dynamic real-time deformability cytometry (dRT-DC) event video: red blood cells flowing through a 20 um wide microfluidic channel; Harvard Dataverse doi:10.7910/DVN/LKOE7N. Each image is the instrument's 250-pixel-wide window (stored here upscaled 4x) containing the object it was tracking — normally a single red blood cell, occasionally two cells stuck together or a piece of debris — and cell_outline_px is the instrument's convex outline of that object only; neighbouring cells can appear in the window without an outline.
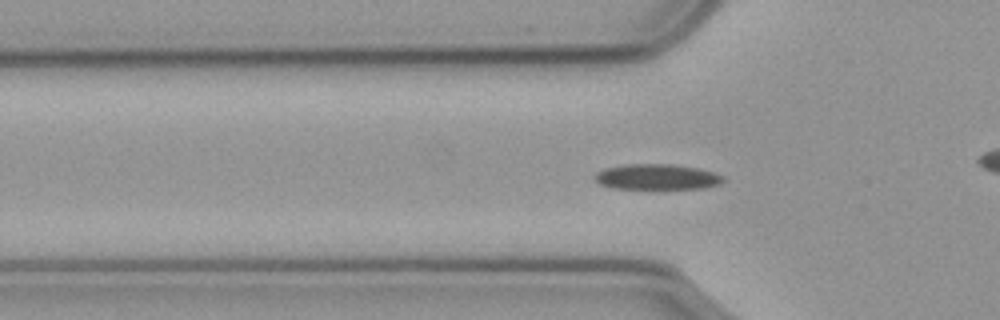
{"species": "common noctule bat (a hibernating species)", "species_latin": "Nyctalus noctula", "temperature_condition": "cold", "stored_images_in_passage": 49, "camera_frame_rate_fps": 3000, "um_per_image_px": 0.085, "animal": {"sex": "male", "body_mass_g": 23.1, "forearm_length_mm": 52.7}, "frame": {"image": 1, "passage_image": 9, "time_ms": 2.667, "image_size_px": [1000, 320], "cell_outline_px": [[724, 180], [720, 184], [704, 188], [656, 192], [612, 188], [600, 184], [596, 180], [596, 172], [608, 168], [628, 164], [668, 164], [696, 168], [712, 172], [724, 176]], "centroid_in_image_um": [55.86, 15.11], "position_along_channel_um": 69.9, "area_um2": 20.0}}
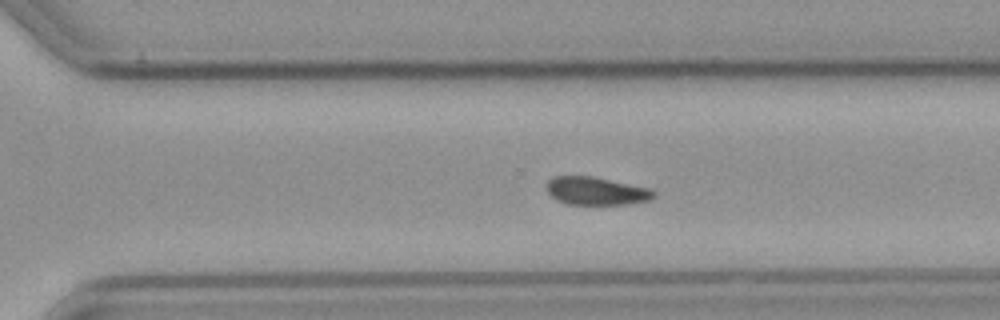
{"frame": {"image": 2, "passage_image": 30, "time_ms": 9.667, "image_size_px": [1000, 320], "cell_outline_px": [[656, 196], [648, 200], [628, 204], [564, 204], [556, 200], [544, 188], [544, 184], [548, 180], [556, 176], [592, 176], [652, 188], [656, 192]], "centroid_in_image_um": [50.66, 16.23], "position_along_channel_um": 319.9, "area_um2": 17.74}}
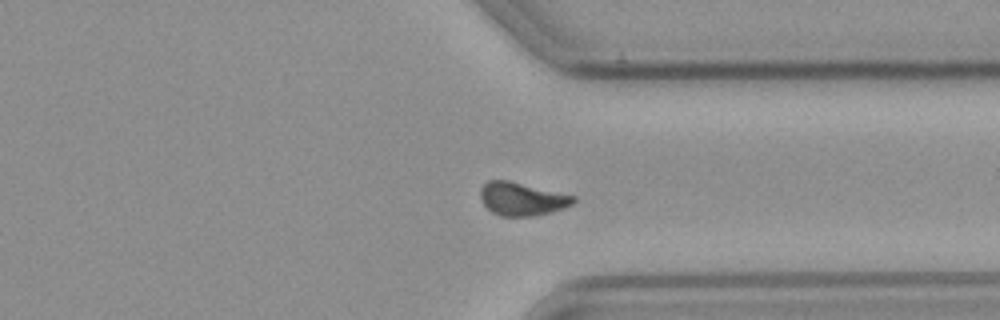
{"frame": {"image": 3, "passage_image": 34, "time_ms": 11.0, "image_size_px": [1000, 320], "cell_outline_px": [[576, 200], [572, 204], [564, 208], [532, 216], [500, 216], [492, 212], [484, 204], [480, 196], [480, 188], [488, 180], [508, 180], [576, 196]], "centroid_in_image_um": [44.35, 16.9], "position_along_channel_um": 367.0, "area_um2": 17.86}}